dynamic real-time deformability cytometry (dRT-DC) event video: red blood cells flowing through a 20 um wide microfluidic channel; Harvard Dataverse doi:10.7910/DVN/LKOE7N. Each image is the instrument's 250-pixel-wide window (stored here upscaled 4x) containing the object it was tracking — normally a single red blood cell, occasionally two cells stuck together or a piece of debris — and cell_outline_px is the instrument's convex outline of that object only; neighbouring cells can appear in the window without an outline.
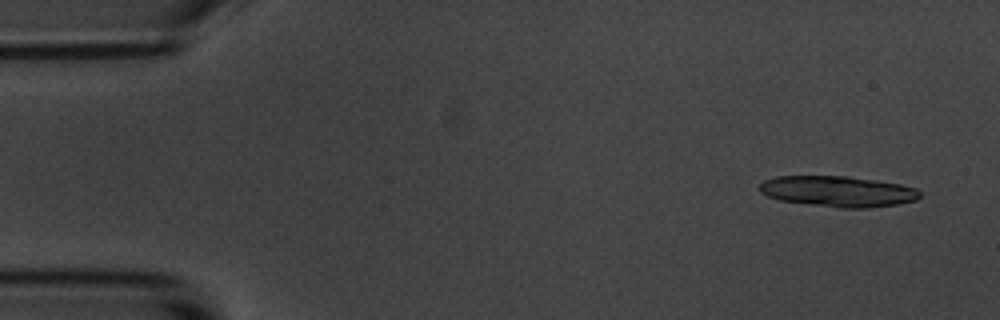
{"species": "common noctule bat (a hibernating species)", "species_latin": "Nyctalus noctula", "temperature_condition": "room temperature", "stored_images_in_passage": 4, "camera_frame_rate_fps": 3000, "um_per_image_px": 0.085, "animal": {"sex": "male", "body_mass_g": 20.1, "forearm_length_mm": 53.5}, "frame": {"image": 1, "passage_image": 1, "time_ms": 0.0, "image_size_px": [1000, 320], "cell_outline_px": [[920, 196], [916, 200], [896, 204], [868, 208], [840, 208], [780, 200], [768, 196], [760, 192], [760, 184], [764, 180], [776, 176], [848, 176], [876, 180], [900, 184], [916, 188], [920, 192]], "centroid_in_image_um": [71.23, 16.26], "position_along_channel_um": 13.8, "area_um2": 28.67}}